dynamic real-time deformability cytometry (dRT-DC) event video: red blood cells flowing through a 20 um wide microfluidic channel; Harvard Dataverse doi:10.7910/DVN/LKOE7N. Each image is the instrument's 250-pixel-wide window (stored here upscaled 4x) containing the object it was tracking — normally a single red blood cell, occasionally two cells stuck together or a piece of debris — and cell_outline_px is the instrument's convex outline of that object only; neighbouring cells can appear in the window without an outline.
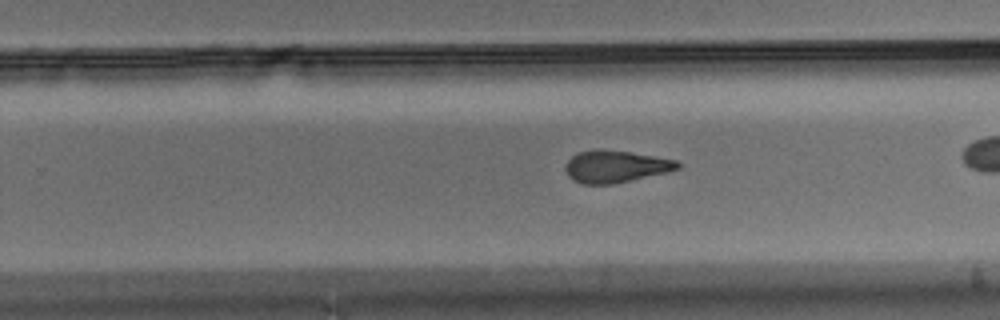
{"species": "Egyptian fruit bat (a non-hibernating species)", "species_latin": "Rousettus aegyptiacus", "temperature_condition": "warm", "stored_images_in_passage": 32, "camera_frame_rate_fps": 3000, "um_per_image_px": 0.085, "animal": {"sex": "male"}, "frame": {"image": 1, "passage_image": 23, "time_ms": 7.333, "image_size_px": [1000, 320], "cell_outline_px": [[680, 168], [668, 172], [612, 184], [584, 184], [572, 180], [568, 176], [564, 168], [568, 160], [576, 152], [596, 148], [632, 152], [676, 160], [680, 164]], "centroid_in_image_um": [52.29, 14.14], "position_along_channel_um": 277.5, "area_um2": 21.15}}